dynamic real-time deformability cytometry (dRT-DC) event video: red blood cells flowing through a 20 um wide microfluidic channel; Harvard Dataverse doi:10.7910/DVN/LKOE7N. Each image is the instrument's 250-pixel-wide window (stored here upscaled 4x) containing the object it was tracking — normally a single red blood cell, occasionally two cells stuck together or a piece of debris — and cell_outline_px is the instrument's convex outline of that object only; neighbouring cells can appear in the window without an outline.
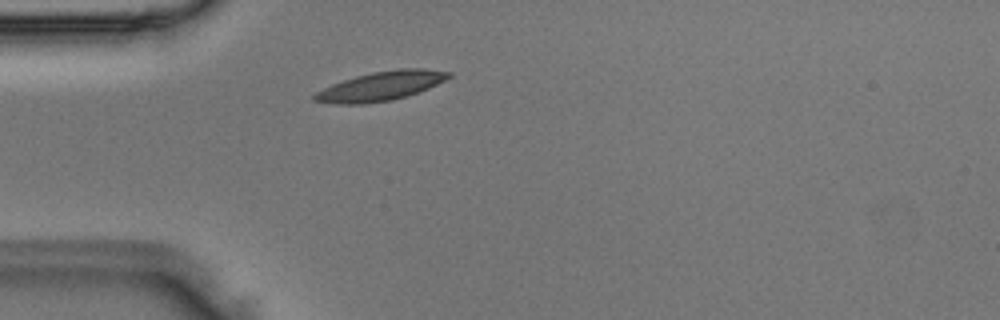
{"species": "Egyptian fruit bat (a non-hibernating species)", "species_latin": "Rousettus aegyptiacus", "temperature_condition": "room temperature", "stored_images_in_passage": 1, "camera_frame_rate_fps": 3000, "um_per_image_px": 0.085, "animal": {"sex": "male"}, "frame": {"image": 1, "passage_image": 1, "time_ms": 0.0, "image_size_px": [1000, 320], "cell_outline_px": [[452, 76], [428, 88], [408, 96], [392, 100], [364, 104], [336, 104], [312, 100], [312, 96], [316, 92], [332, 84], [356, 76], [372, 72], [400, 68], [424, 68], [452, 72]], "centroid_in_image_um": [32.38, 7.31], "position_along_channel_um": 52.6, "area_um2": 22.77}}